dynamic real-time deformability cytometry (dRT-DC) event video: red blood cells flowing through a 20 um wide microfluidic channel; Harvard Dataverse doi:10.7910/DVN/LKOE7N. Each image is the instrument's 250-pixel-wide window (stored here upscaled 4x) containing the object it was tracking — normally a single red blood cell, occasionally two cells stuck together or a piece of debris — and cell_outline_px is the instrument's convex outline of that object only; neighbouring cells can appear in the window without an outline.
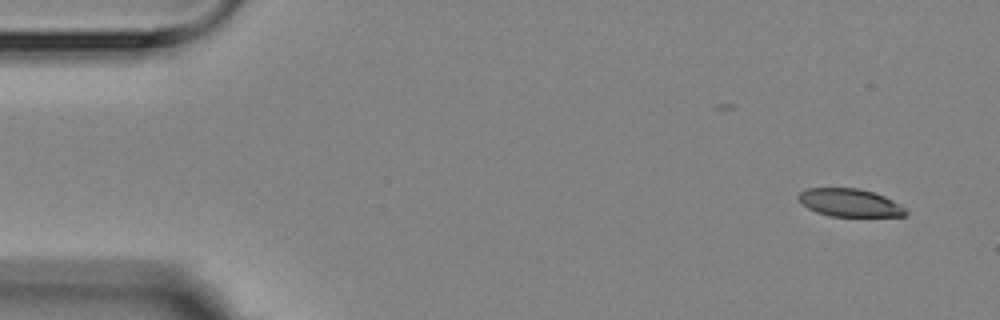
{"species": "Egyptian fruit bat (a non-hibernating species)", "species_latin": "Rousettus aegyptiacus", "temperature_condition": "room temperature", "stored_images_in_passage": 3, "camera_frame_rate_fps": 3000, "um_per_image_px": 0.085, "animal": {"sex": "female"}, "frame": {"image": 1, "passage_image": 1, "time_ms": 0.0, "image_size_px": [1000, 320], "cell_outline_px": [[908, 212], [904, 216], [832, 216], [816, 212], [800, 204], [796, 196], [800, 192], [808, 188], [856, 188], [872, 192], [884, 196], [900, 204]], "centroid_in_image_um": [72.18, 17.23], "position_along_channel_um": 12.8, "area_um2": 17.4}}